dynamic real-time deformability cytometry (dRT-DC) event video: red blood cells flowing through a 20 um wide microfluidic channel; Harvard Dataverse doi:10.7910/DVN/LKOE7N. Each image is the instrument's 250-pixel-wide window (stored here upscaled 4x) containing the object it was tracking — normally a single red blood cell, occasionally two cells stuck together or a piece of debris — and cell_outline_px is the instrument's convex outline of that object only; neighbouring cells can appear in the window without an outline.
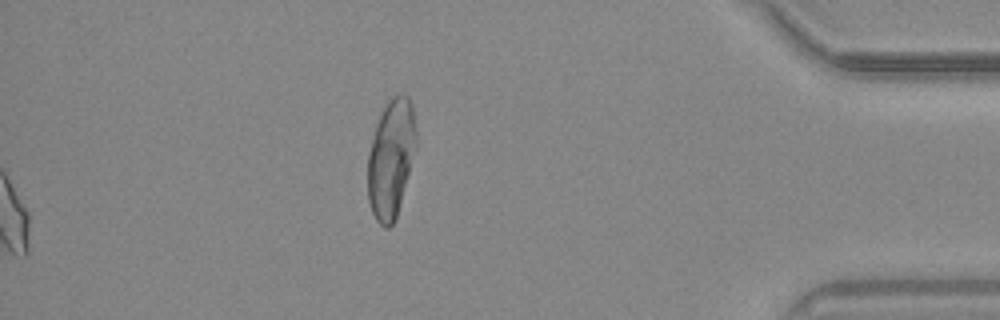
{"species": "common noctule bat (a hibernating species)", "species_latin": "Nyctalus noctula", "temperature_condition": "warm", "stored_images_in_passage": 48, "segment_of_instrument_passage": [2, 2], "camera_frame_rate_fps": 3000, "um_per_image_px": 0.085, "animal": {"sex": "male", "body_mass_g": 20.4}, "frame": {"image": 1, "passage_image": 48, "time_ms": 15.667, "image_size_px": [1000, 320], "cell_outline_px": [[416, 148], [396, 220], [388, 228], [384, 228], [376, 220], [372, 212], [368, 200], [368, 152], [376, 124], [384, 104], [396, 92], [400, 92], [408, 96], [412, 104], [416, 128]], "centroid_in_image_um": [33.24, 13.43], "position_along_channel_um": 402.0, "area_um2": 33.87}}